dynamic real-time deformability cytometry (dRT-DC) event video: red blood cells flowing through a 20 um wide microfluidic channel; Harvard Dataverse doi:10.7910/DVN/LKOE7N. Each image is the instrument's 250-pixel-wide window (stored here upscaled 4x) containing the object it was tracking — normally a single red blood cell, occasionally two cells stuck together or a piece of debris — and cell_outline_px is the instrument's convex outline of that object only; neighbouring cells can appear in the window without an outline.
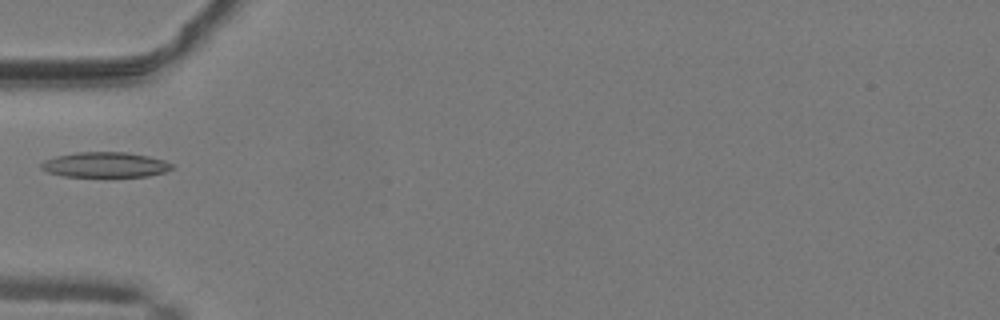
{"species": "common noctule bat (a hibernating species)", "species_latin": "Nyctalus noctula", "temperature_condition": "warm", "stored_images_in_passage": 34, "camera_frame_rate_fps": 3000, "um_per_image_px": 0.085, "animal": {"sex": "male", "body_mass_g": 19.2, "forearm_length_mm": 51.8}, "frame": {"image": 1, "passage_image": 1, "time_ms": 0.0, "image_size_px": [1000, 320], "cell_outline_px": [[176, 168], [164, 172], [148, 176], [60, 176], [48, 172], [40, 168], [40, 164], [44, 160], [56, 156], [76, 152], [128, 152], [148, 156], [164, 160], [172, 164]], "centroid_in_image_um": [8.94, 14.0], "position_along_channel_um": 76.1, "area_um2": 19.25}}
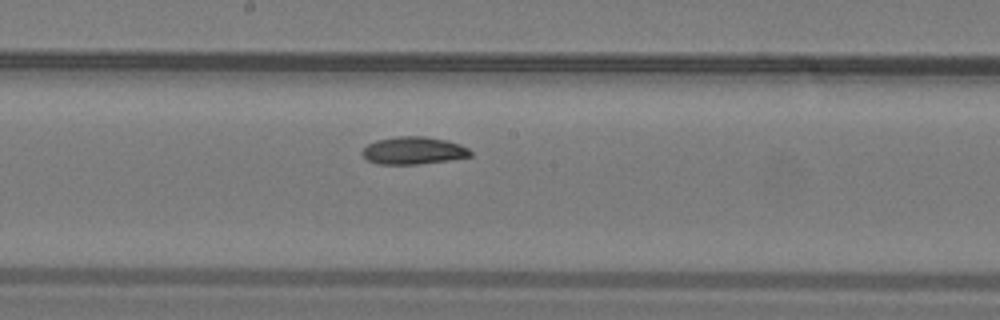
{"frame": {"image": 2, "passage_image": 11, "time_ms": 3.333, "image_size_px": [1000, 320], "cell_outline_px": [[472, 156], [448, 160], [416, 164], [376, 164], [368, 160], [360, 152], [368, 144], [376, 140], [396, 136], [424, 136], [444, 140], [460, 144], [468, 148], [472, 152]], "centroid_in_image_um": [35.13, 12.79], "position_along_channel_um": 213.1, "area_um2": 17.28}}
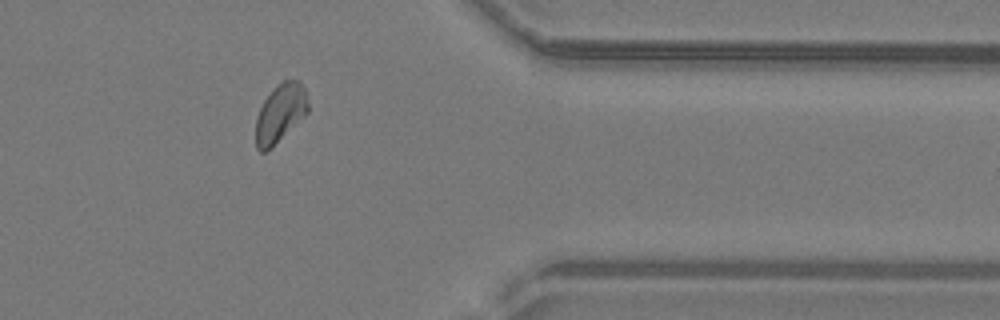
{"frame": {"image": 3, "passage_image": 25, "time_ms": 8.0, "image_size_px": [1000, 320], "cell_outline_px": [[308, 112], [272, 148], [264, 152], [260, 152], [256, 148], [256, 120], [260, 108], [264, 100], [272, 88], [276, 84], [284, 80], [300, 80], [304, 88], [308, 104]], "centroid_in_image_um": [23.81, 9.62], "position_along_channel_um": 387.6, "area_um2": 17.8}}